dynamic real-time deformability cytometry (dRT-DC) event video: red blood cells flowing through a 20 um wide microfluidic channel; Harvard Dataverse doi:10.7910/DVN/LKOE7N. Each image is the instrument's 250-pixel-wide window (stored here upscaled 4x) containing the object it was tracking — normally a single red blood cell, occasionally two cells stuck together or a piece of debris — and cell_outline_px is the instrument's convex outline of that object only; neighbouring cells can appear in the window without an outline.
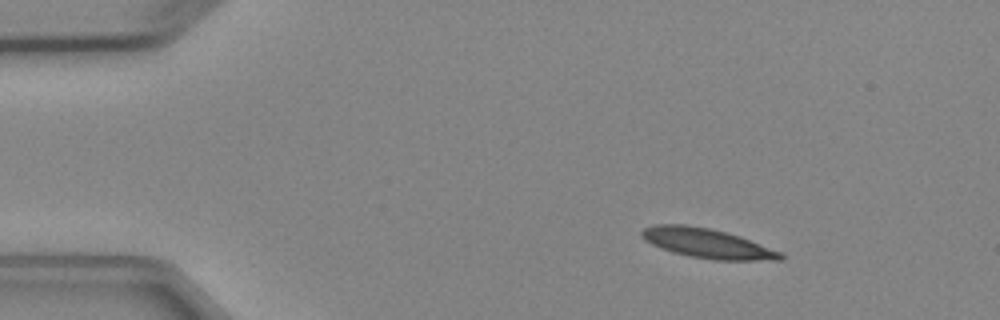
{"species": "Egyptian fruit bat (a non-hibernating species)", "species_latin": "Rousettus aegyptiacus", "temperature_condition": "cold", "stored_images_in_passage": 3, "camera_frame_rate_fps": 3000, "um_per_image_px": 0.085, "animal": {"sex": "female"}, "frame": {"image": 1, "passage_image": 1, "time_ms": 0.0, "image_size_px": [1000, 320], "cell_outline_px": [[784, 260], [716, 260], [688, 256], [672, 252], [660, 248], [644, 240], [640, 236], [640, 232], [644, 228], [656, 224], [684, 224], [708, 228], [740, 236], [784, 252]], "centroid_in_image_um": [60.13, 20.69], "position_along_channel_um": 24.9, "area_um2": 24.1}}